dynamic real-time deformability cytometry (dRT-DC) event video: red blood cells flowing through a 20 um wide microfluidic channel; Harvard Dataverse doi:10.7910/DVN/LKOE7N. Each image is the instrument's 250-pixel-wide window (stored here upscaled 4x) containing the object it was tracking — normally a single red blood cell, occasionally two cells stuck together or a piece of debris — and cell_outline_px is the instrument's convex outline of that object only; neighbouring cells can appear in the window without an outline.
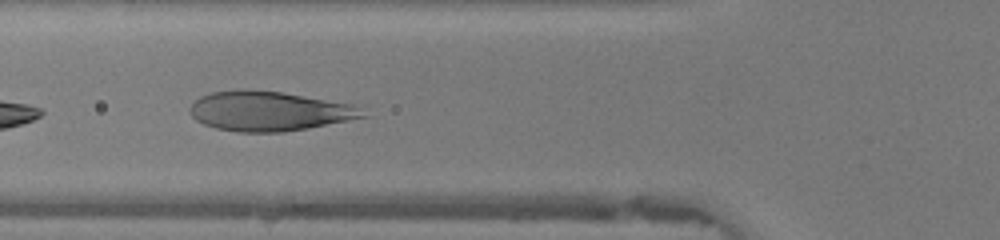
{"species": "human", "species_latin": "Homo sapiens", "temperature_condition": "warm", "stored_images_in_passage": 6, "camera_frame_rate_fps": 3000, "um_per_image_px": 0.085, "donor": {"sex": "female"}, "frame": {"image": 1, "passage_image": 4, "time_ms": 1.0, "image_size_px": [1000, 240], "cell_outline_px": [[368, 116], [308, 128], [284, 132], [236, 132], [216, 128], [204, 124], [196, 120], [188, 112], [188, 108], [200, 96], [212, 92], [280, 92], [352, 104]], "centroid_in_image_um": [22.84, 9.49], "position_along_channel_um": 103.0, "area_um2": 38.78}}